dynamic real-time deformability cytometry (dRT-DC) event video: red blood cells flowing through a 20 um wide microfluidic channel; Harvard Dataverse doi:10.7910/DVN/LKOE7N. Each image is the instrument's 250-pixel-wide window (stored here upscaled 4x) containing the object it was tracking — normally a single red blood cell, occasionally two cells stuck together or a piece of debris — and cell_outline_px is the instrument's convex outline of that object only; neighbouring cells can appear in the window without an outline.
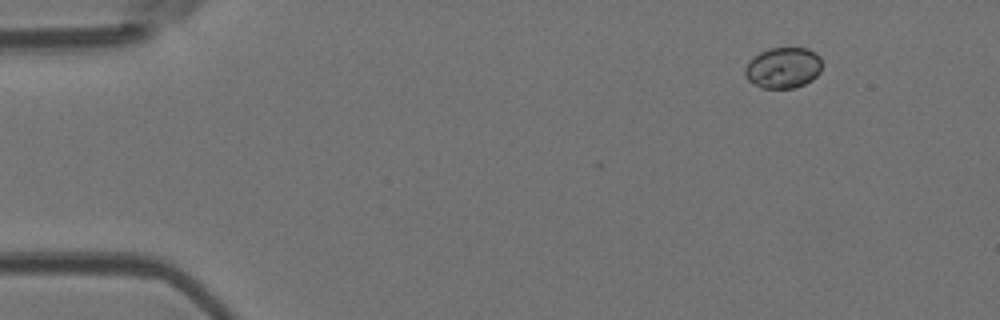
{"species": "Egyptian fruit bat (a non-hibernating species)", "species_latin": "Rousettus aegyptiacus", "temperature_condition": "room temperature", "stored_images_in_passage": 9, "camera_frame_rate_fps": 3000, "um_per_image_px": 0.085, "animal": {"sex": "female"}, "frame": {"image": 1, "passage_image": 1, "time_ms": 0.0, "image_size_px": [1000, 320], "cell_outline_px": [[820, 72], [812, 80], [796, 88], [760, 88], [752, 84], [748, 80], [744, 72], [744, 68], [752, 56], [768, 48], [808, 48], [816, 52], [820, 56]], "centroid_in_image_um": [66.54, 5.76], "position_along_channel_um": 18.5, "area_um2": 18.61}}
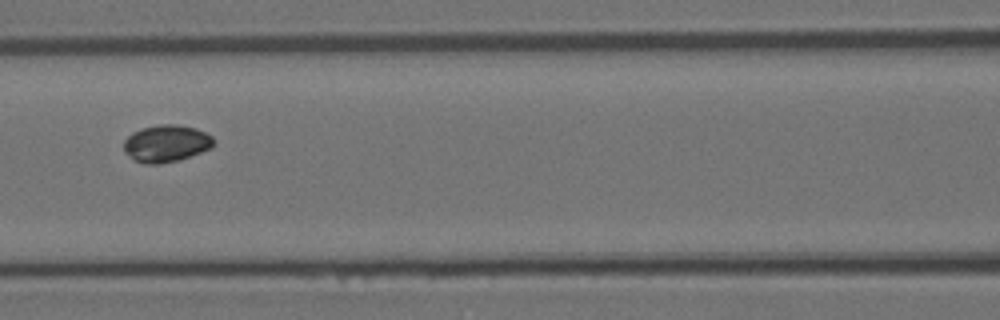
{"frame": {"image": 2, "passage_image": 6, "time_ms": 6.0, "image_size_px": [1000, 320], "cell_outline_px": [[216, 140], [212, 148], [180, 160], [160, 164], [144, 164], [132, 160], [124, 152], [124, 140], [132, 132], [140, 128], [160, 124], [176, 124], [196, 128], [212, 136]], "centroid_in_image_um": [14.12, 12.2], "position_along_channel_um": 152.5, "area_um2": 19.83}}
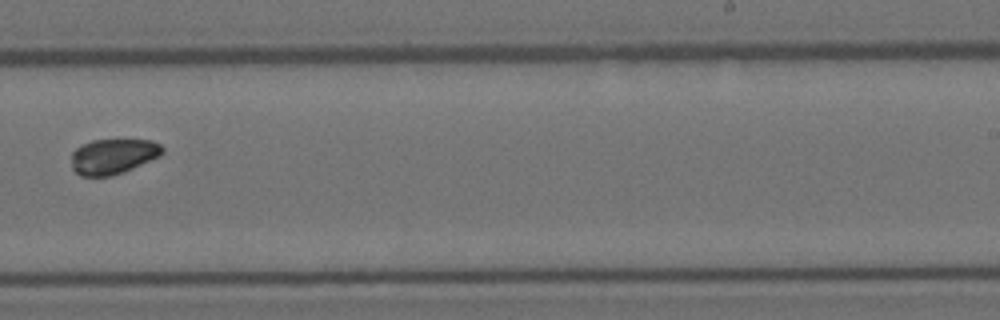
{"frame": {"image": 3, "passage_image": 9, "time_ms": 9.333, "image_size_px": [1000, 320], "cell_outline_px": [[164, 152], [160, 156], [124, 172], [112, 176], [80, 176], [72, 168], [72, 152], [76, 148], [92, 140], [152, 140], [160, 144], [164, 148]], "centroid_in_image_um": [9.63, 13.29], "position_along_channel_um": 279.4, "area_um2": 18.73}}